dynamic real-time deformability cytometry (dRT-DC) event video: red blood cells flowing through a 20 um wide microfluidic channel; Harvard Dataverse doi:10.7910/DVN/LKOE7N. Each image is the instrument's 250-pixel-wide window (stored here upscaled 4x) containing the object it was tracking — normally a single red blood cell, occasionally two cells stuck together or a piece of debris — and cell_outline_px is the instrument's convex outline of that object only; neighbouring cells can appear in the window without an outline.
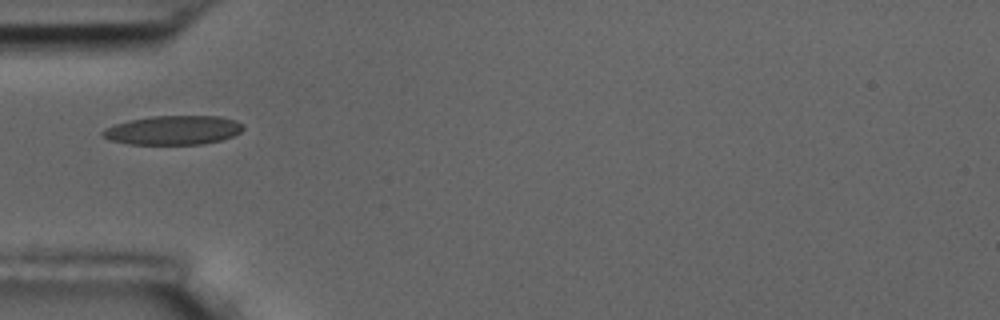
{"species": "common noctule bat (a hibernating species)", "species_latin": "Nyctalus noctula", "temperature_condition": "room temperature", "stored_images_in_passage": 2, "camera_frame_rate_fps": 3000, "um_per_image_px": 0.085, "animal": {"sex": "male", "body_mass_g": 17.5, "forearm_length_mm": 52.3}, "frame": {"image": 1, "passage_image": 1, "time_ms": 0.0, "image_size_px": [1000, 320], "cell_outline_px": [[244, 128], [240, 132], [232, 136], [220, 140], [204, 144], [128, 144], [108, 140], [100, 136], [100, 132], [104, 128], [128, 120], [148, 116], [220, 116], [236, 120], [244, 124]], "centroid_in_image_um": [14.69, 11.06], "position_along_channel_um": 70.3, "area_um2": 24.1}}